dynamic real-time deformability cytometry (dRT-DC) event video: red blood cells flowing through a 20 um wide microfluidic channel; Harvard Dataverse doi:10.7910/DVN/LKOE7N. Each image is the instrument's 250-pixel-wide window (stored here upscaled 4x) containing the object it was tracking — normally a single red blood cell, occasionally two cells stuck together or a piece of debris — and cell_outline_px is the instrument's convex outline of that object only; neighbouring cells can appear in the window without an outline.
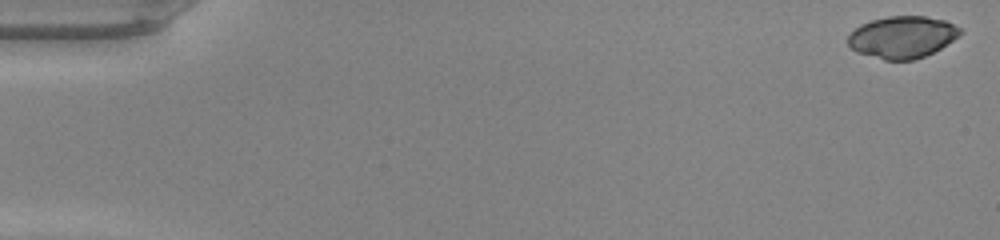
{"species": "common noctule bat (a hibernating species)", "species_latin": "Nyctalus noctula", "temperature_condition": "warm", "stored_images_in_passage": 49, "camera_frame_rate_fps": 3000, "um_per_image_px": 0.085, "animal": {"sex": "male", "body_mass_g": 20.0, "forearm_length_mm": 53.3}, "frame": {"image": 1, "passage_image": 1, "time_ms": 0.0, "image_size_px": [1000, 240], "cell_outline_px": [[964, 32], [940, 48], [924, 56], [912, 60], [884, 60], [856, 52], [848, 44], [848, 36], [860, 24], [872, 20], [888, 16], [924, 16], [944, 20], [960, 28]], "centroid_in_image_um": [76.68, 3.15], "position_along_channel_um": 8.3, "area_um2": 27.22}}
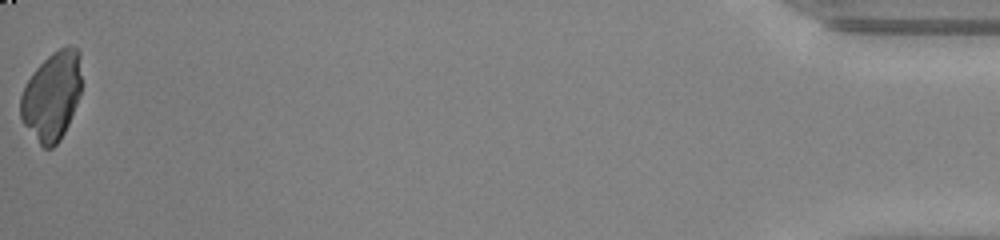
{"frame": {"image": 2, "passage_image": 49, "time_ms": 16.0, "image_size_px": [1000, 240], "cell_outline_px": [[80, 92], [76, 104], [68, 124], [60, 140], [52, 148], [44, 148], [40, 144], [24, 124], [20, 116], [20, 96], [32, 72], [52, 52], [68, 44], [72, 44], [80, 52]], "centroid_in_image_um": [4.4, 8.13], "position_along_channel_um": 430.8, "area_um2": 31.27}}